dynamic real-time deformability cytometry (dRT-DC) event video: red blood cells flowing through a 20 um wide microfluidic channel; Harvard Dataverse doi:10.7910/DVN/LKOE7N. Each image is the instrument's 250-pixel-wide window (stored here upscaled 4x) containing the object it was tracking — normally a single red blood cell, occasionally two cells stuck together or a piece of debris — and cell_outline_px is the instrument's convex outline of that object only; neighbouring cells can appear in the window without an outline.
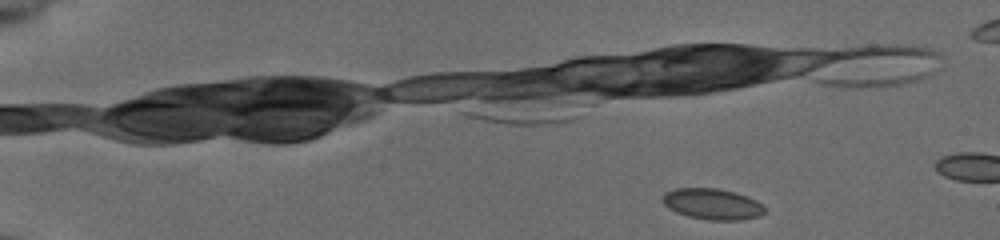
{"species": "common noctule bat (a hibernating species)", "species_latin": "Nyctalus noctula", "temperature_condition": "cold", "stored_images_in_passage": 13, "camera_frame_rate_fps": 3000, "um_per_image_px": 0.085, "animal": {"sex": "female", "body_mass_g": 19.5, "forearm_length_mm": 54.1}, "frame": {"image": 1, "passage_image": 3, "time_ms": 0.667, "image_size_px": [1000, 240], "cell_outline_px": [[764, 212], [760, 216], [740, 220], [708, 220], [688, 216], [676, 212], [668, 208], [660, 200], [664, 192], [676, 188], [716, 188], [736, 192], [748, 196], [764, 204]], "centroid_in_image_um": [60.54, 17.33], "position_along_channel_um": 24.5, "area_um2": 18.67}}